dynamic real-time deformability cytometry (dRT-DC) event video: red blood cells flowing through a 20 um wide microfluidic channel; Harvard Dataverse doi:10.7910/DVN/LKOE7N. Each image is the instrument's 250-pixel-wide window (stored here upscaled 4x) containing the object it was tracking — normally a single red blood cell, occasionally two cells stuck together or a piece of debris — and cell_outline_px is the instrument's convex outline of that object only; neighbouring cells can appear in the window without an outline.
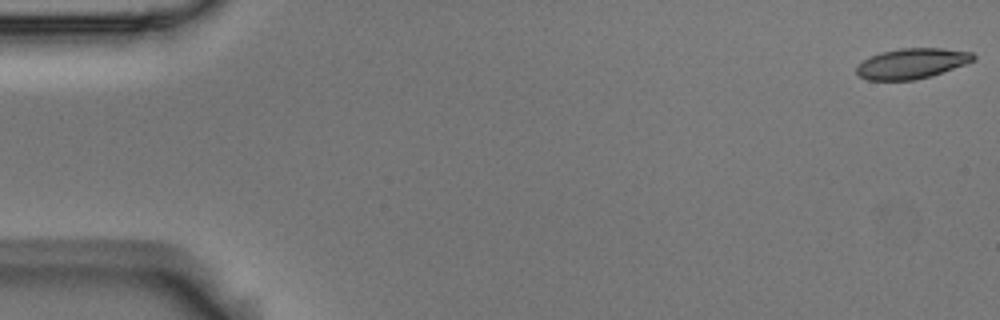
{"species": "Egyptian fruit bat (a non-hibernating species)", "species_latin": "Rousettus aegyptiacus", "temperature_condition": "room temperature", "stored_images_in_passage": 4, "camera_frame_rate_fps": 3000, "um_per_image_px": 0.085, "animal": {"sex": "male"}, "frame": {"image": 1, "passage_image": 1, "time_ms": 0.0, "image_size_px": [1000, 320], "cell_outline_px": [[976, 60], [932, 76], [912, 80], [868, 80], [860, 76], [856, 72], [856, 64], [880, 52], [900, 48], [944, 48], [972, 52], [976, 56]], "centroid_in_image_um": [77.52, 5.39], "position_along_channel_um": 7.5, "area_um2": 20.75}}
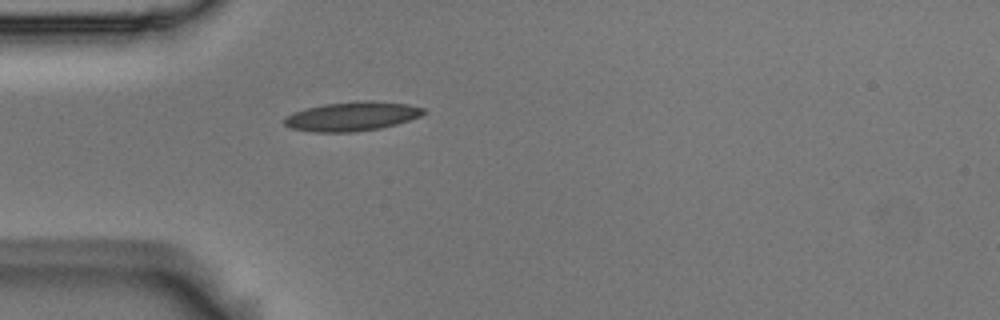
{"frame": {"image": 2, "passage_image": 4, "time_ms": 1.0, "image_size_px": [1000, 320], "cell_outline_px": [[428, 112], [420, 116], [396, 124], [380, 128], [356, 132], [316, 132], [292, 128], [284, 124], [284, 116], [308, 108], [324, 104], [364, 100], [372, 100], [408, 104], [424, 108]], "centroid_in_image_um": [29.96, 9.88], "position_along_channel_um": 55.0, "area_um2": 23.58}}